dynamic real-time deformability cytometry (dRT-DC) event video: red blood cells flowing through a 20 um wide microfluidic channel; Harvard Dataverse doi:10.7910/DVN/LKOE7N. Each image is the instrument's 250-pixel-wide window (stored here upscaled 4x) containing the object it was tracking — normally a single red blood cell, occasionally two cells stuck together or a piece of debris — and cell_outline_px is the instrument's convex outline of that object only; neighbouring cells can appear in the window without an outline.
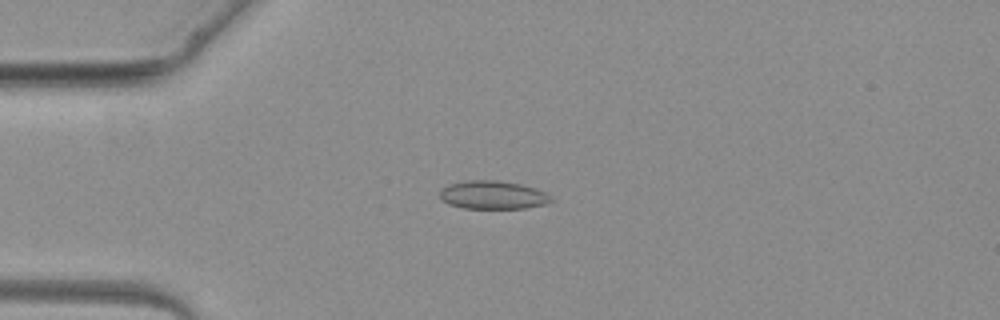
{"species": "common noctule bat (a hibernating species)", "species_latin": "Nyctalus noctula", "temperature_condition": "warm", "stored_images_in_passage": 3, "camera_frame_rate_fps": 3000, "um_per_image_px": 0.085, "animal": {"sex": "female", "body_mass_g": 19.3, "forearm_length_mm": 54.1}, "frame": {"image": 1, "passage_image": 3, "time_ms": 2.333, "image_size_px": [1000, 320], "cell_outline_px": [[552, 200], [544, 204], [528, 208], [464, 208], [448, 204], [440, 200], [440, 188], [448, 184], [468, 180], [496, 180], [520, 184], [536, 188], [552, 196]], "centroid_in_image_um": [41.86, 16.57], "position_along_channel_um": 43.1, "area_um2": 18.44}}